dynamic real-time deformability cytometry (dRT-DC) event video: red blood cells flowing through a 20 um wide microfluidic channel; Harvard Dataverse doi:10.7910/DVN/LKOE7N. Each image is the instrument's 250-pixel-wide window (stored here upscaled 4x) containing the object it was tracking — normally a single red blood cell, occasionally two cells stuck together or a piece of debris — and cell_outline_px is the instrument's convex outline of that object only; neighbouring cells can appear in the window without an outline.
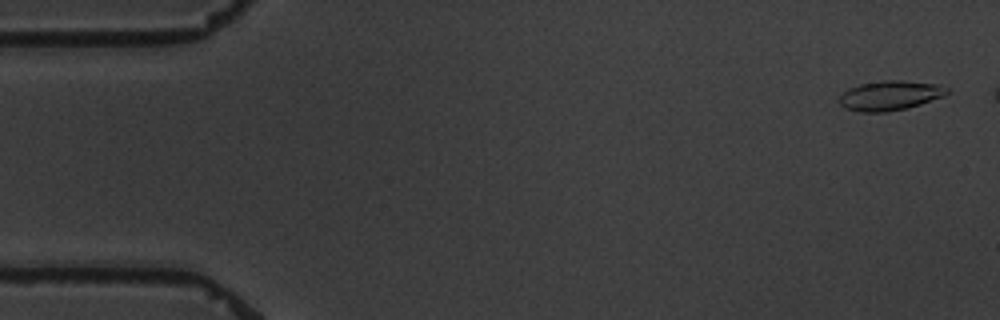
{"species": "common noctule bat (a hibernating species)", "species_latin": "Nyctalus noctula", "temperature_condition": "warm", "stored_images_in_passage": 6, "camera_frame_rate_fps": 3000, "um_per_image_px": 0.085, "animal": {"sex": "male", "body_mass_g": 19.5, "forearm_length_mm": 54.6}, "frame": {"image": 1, "passage_image": 1, "time_ms": 0.0, "image_size_px": [1000, 320], "cell_outline_px": [[948, 92], [944, 96], [908, 108], [888, 112], [860, 112], [844, 108], [840, 104], [840, 96], [848, 88], [860, 84], [880, 80], [900, 80], [940, 84], [948, 88]], "centroid_in_image_um": [75.65, 8.12], "position_along_channel_um": 9.3, "area_um2": 18.73}}